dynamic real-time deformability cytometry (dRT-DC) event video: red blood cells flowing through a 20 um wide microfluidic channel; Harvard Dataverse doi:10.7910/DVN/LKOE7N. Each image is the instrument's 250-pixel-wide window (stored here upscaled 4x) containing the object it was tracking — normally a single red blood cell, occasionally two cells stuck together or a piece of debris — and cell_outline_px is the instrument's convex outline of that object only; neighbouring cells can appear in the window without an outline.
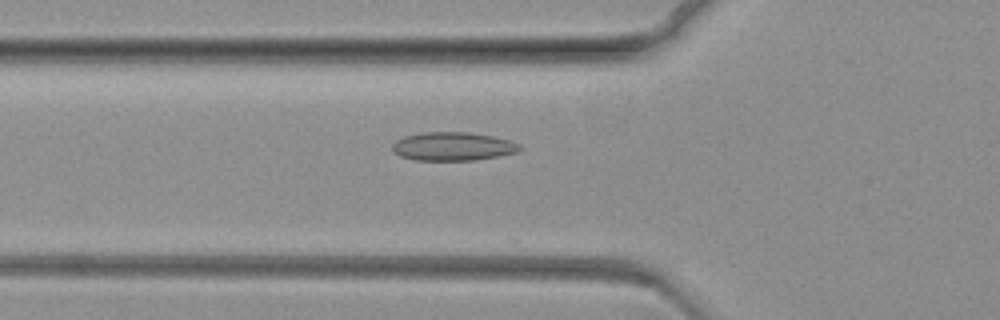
{"species": "common noctule bat (a hibernating species)", "species_latin": "Nyctalus noctula", "temperature_condition": "warm", "stored_images_in_passage": 68, "camera_frame_rate_fps": 3000, "um_per_image_px": 0.085, "animal": {"sex": "female", "body_mass_g": 19.3, "forearm_length_mm": 54.1}, "frame": {"image": 1, "passage_image": 24, "time_ms": 7.667, "image_size_px": [1000, 320], "cell_outline_px": [[524, 148], [516, 152], [476, 160], [416, 160], [400, 156], [392, 152], [392, 144], [396, 140], [404, 136], [424, 132], [468, 132], [492, 136], [508, 140], [520, 144]], "centroid_in_image_um": [38.47, 12.44], "position_along_channel_um": 87.3, "area_um2": 21.15}}
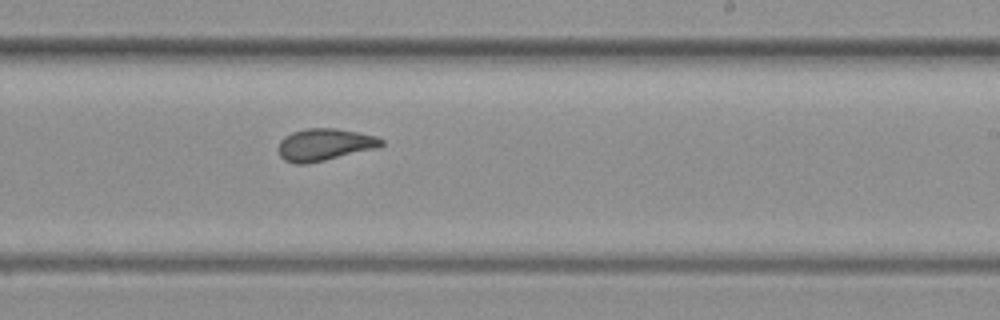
{"frame": {"image": 2, "passage_image": 43, "time_ms": 14.0, "image_size_px": [1000, 320], "cell_outline_px": [[384, 144], [380, 148], [308, 164], [296, 164], [284, 160], [280, 156], [276, 148], [280, 140], [284, 136], [292, 132], [308, 128], [336, 128], [376, 136], [384, 140]], "centroid_in_image_um": [27.58, 12.3], "position_along_channel_um": 261.4, "area_um2": 19.65}}
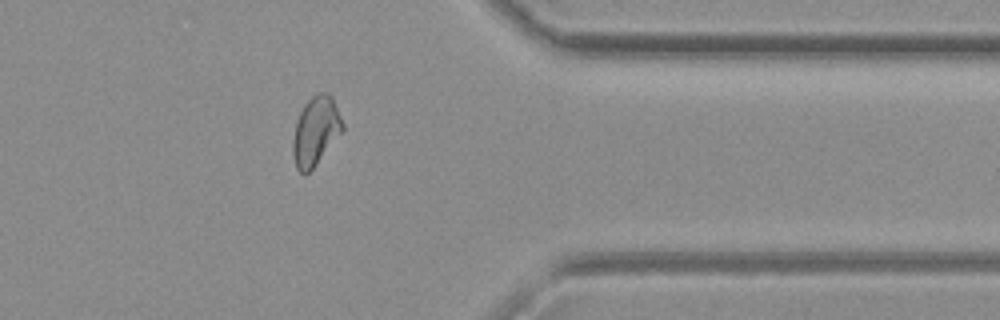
{"frame": {"image": 3, "passage_image": 58, "time_ms": 19.0, "image_size_px": [1000, 320], "cell_outline_px": [[344, 128], [316, 164], [304, 176], [296, 168], [292, 156], [292, 140], [296, 124], [300, 112], [304, 104], [316, 92], [328, 92], [332, 96], [344, 124]], "centroid_in_image_um": [26.81, 11.12], "position_along_channel_um": 384.6, "area_um2": 19.83}}